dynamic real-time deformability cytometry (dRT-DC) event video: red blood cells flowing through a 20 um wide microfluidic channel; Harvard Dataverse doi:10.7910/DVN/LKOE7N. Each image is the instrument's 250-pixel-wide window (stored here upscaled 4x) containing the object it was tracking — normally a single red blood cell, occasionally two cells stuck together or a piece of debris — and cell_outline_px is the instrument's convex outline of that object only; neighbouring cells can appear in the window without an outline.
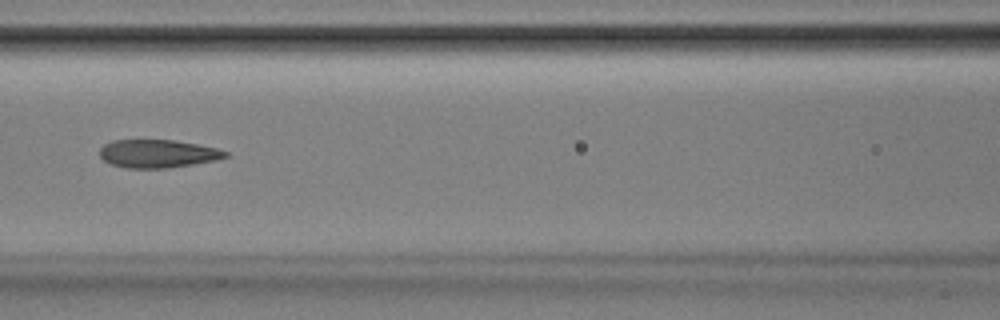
{"species": "Egyptian fruit bat (a non-hibernating species)", "species_latin": "Rousettus aegyptiacus", "temperature_condition": "room temperature", "stored_images_in_passage": 52, "camera_frame_rate_fps": 3000, "um_per_image_px": 0.085, "animal": {"sex": "male"}, "frame": {"image": 1, "passage_image": 23, "time_ms": 7.333, "image_size_px": [1000, 320], "cell_outline_px": [[228, 156], [216, 160], [168, 168], [128, 168], [112, 164], [104, 160], [100, 156], [100, 148], [104, 144], [112, 140], [172, 140], [196, 144], [216, 148], [228, 152]], "centroid_in_image_um": [13.39, 13.06], "position_along_channel_um": 153.2, "area_um2": 20.4}}
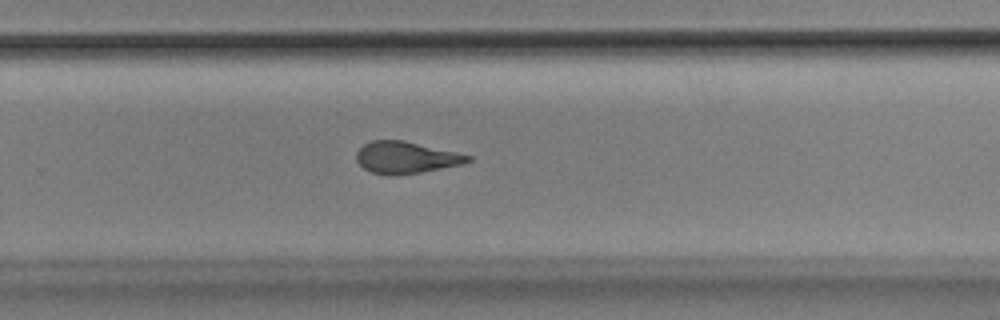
{"frame": {"image": 2, "passage_image": 34, "time_ms": 11.0, "image_size_px": [1000, 320], "cell_outline_px": [[472, 160], [460, 164], [420, 172], [396, 176], [388, 176], [372, 172], [364, 168], [356, 160], [356, 152], [364, 144], [372, 140], [404, 140], [456, 152], [472, 156]], "centroid_in_image_um": [34.47, 13.39], "position_along_channel_um": 295.3, "area_um2": 20.58}}
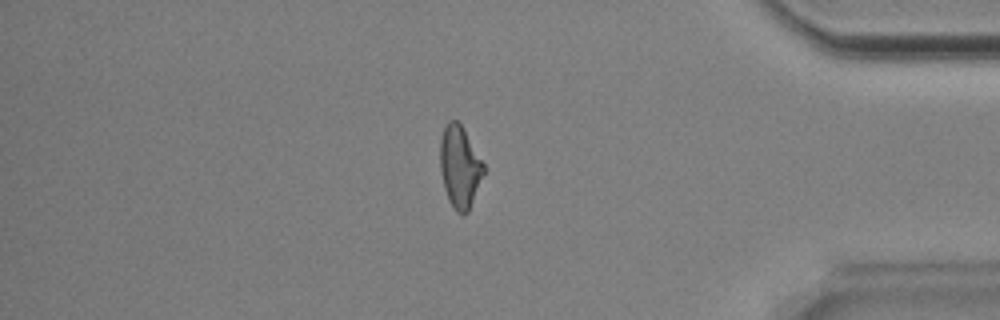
{"frame": {"image": 3, "passage_image": 44, "time_ms": 14.333, "image_size_px": [1000, 320], "cell_outline_px": [[488, 168], [468, 212], [456, 212], [448, 200], [444, 188], [440, 168], [440, 140], [444, 128], [448, 120], [456, 120], [460, 124]], "centroid_in_image_um": [39.11, 14.19], "position_along_channel_um": 396.1, "area_um2": 21.04}, "authors_computed_cell_mechanics": {"area_um2": 21.4438, "velocity_mm_per_s": 3.8936, "shape_relaxation_time_tau1_ms": 5.6703, "shape_relaxation_time_tau2_ms": 1.8795, "deformation_change_tau1": 0.2118, "deformation_change_tau2": 0.1162}}